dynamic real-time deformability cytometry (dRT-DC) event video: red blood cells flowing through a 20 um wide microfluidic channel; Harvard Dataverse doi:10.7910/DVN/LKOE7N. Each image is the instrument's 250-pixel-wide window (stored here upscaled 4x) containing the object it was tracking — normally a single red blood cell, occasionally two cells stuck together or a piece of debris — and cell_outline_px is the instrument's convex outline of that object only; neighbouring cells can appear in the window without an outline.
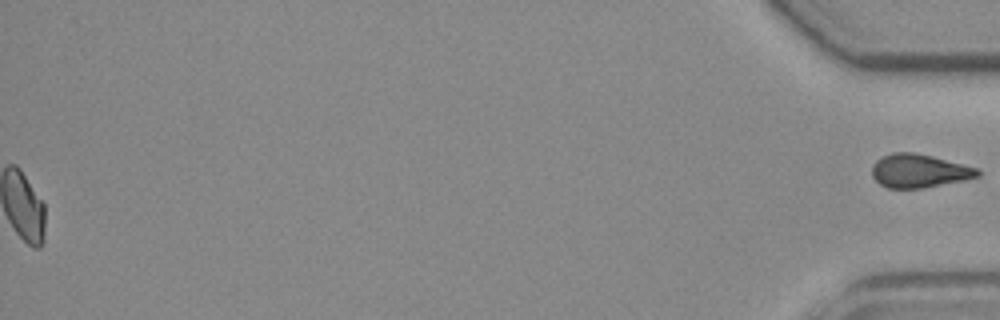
{"species": "common noctule bat (a hibernating species)", "species_latin": "Nyctalus noctula", "temperature_condition": "room temperature", "stored_images_in_passage": 45, "segment_of_instrument_passage": [2, 2], "camera_frame_rate_fps": 3000, "um_per_image_px": 0.085, "animal": {"sex": "female", "body_mass_g": 19.3, "forearm_length_mm": 54.1}, "frame": {"image": 1, "passage_image": 45, "time_ms": 14.667, "image_size_px": [1000, 320], "cell_outline_px": [[980, 176], [964, 180], [924, 188], [888, 188], [880, 184], [872, 176], [872, 164], [876, 160], [884, 156], [896, 152], [912, 152], [932, 156], [976, 168], [980, 172]], "centroid_in_image_um": [78.1, 14.53], "position_along_channel_um": 357.1, "area_um2": 20.4}}